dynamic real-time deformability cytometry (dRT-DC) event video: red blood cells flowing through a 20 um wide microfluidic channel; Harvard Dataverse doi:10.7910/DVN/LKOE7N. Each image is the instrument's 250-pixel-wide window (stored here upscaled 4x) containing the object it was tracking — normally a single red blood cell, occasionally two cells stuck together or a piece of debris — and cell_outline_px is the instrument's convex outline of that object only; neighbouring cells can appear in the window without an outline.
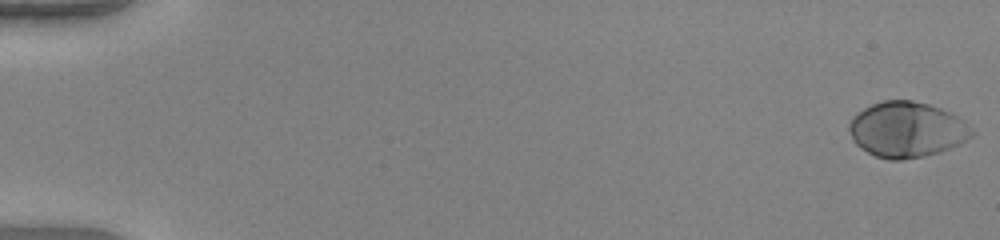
{"species": "human", "species_latin": "Homo sapiens", "temperature_condition": "warm", "stored_images_in_passage": 51, "camera_frame_rate_fps": 3000, "um_per_image_px": 0.085, "donor": {"sex": "female"}, "frame": {"image": 1, "passage_image": 1, "time_ms": 0.0, "image_size_px": [1000, 240], "cell_outline_px": [[976, 132], [972, 136], [960, 144], [940, 152], [924, 156], [900, 160], [888, 160], [876, 156], [860, 148], [852, 140], [848, 128], [848, 124], [852, 116], [864, 108], [872, 104], [884, 100], [912, 100], [928, 104], [952, 112], [964, 120]], "centroid_in_image_um": [77.09, 11.01], "position_along_channel_um": 7.9, "area_um2": 40.06}}
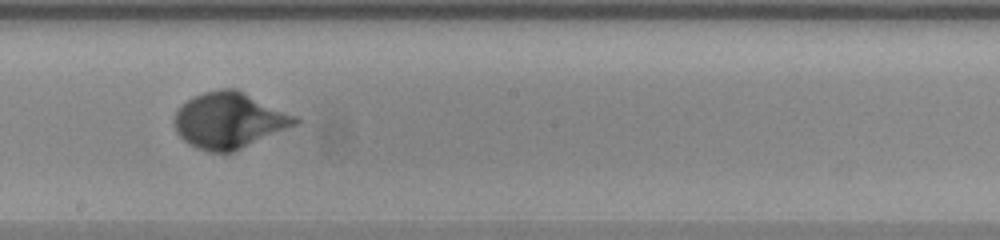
{"frame": {"image": 2, "passage_image": 30, "time_ms": 9.667, "image_size_px": [1000, 240], "cell_outline_px": [[300, 120], [296, 124], [232, 152], [208, 152], [196, 148], [184, 140], [176, 132], [172, 124], [172, 120], [176, 112], [192, 96], [204, 92], [220, 88], [236, 88], [296, 116]], "centroid_in_image_um": [19.42, 10.22], "position_along_channel_um": 228.8, "area_um2": 39.02}}
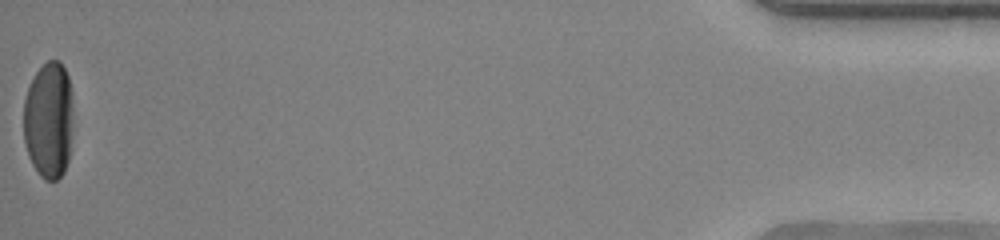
{"frame": {"image": 3, "passage_image": 51, "time_ms": 16.667, "image_size_px": [1000, 240], "cell_outline_px": [[72, 128], [68, 160], [64, 172], [56, 180], [44, 180], [40, 176], [32, 164], [28, 156], [24, 140], [24, 100], [28, 88], [36, 72], [48, 60], [60, 60], [68, 76], [72, 92]], "centroid_in_image_um": [4.15, 10.21], "position_along_channel_um": 431.1, "area_um2": 33.99}, "authors_computed_cell_mechanics": {"area_um2": 37.5122, "velocity_mm_per_s": 4.1399, "shape_relaxation_time_tau1_ms": 2.7383, "shape_relaxation_time_tau2_ms": null, "deformation_change_tau1": 0.1933, "deformation_change_tau2": null}}